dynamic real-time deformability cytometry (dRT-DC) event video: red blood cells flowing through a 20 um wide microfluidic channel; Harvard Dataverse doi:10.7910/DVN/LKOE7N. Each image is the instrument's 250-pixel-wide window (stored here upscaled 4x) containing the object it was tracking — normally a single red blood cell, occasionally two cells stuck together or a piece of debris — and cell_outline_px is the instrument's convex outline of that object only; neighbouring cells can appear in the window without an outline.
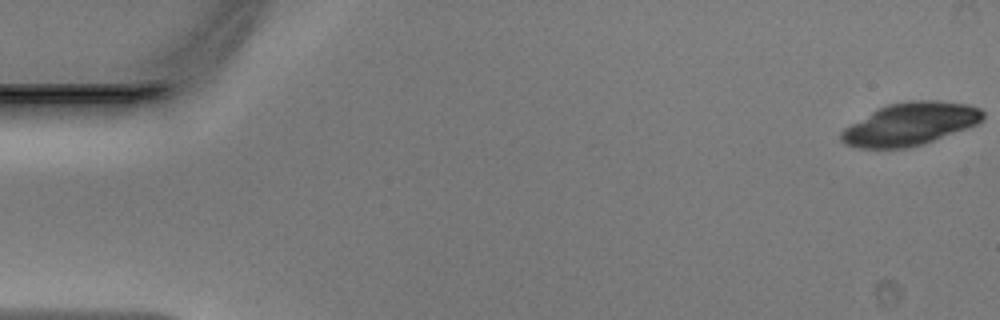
{"species": "Egyptian fruit bat (a non-hibernating species)", "species_latin": "Rousettus aegyptiacus", "temperature_condition": "warm", "stored_images_in_passage": 48, "camera_frame_rate_fps": 3000, "um_per_image_px": 0.085, "animal": {"sex": "male"}, "frame": {"image": 1, "passage_image": 1, "time_ms": 0.0, "image_size_px": [1000, 320], "cell_outline_px": [[984, 120], [968, 128], [924, 144], [908, 148], [860, 148], [844, 144], [840, 140], [840, 132], [844, 128], [872, 112], [888, 104], [908, 100], [936, 100], [968, 104], [980, 108], [984, 112]], "centroid_in_image_um": [77.39, 10.54], "position_along_channel_um": 7.6, "area_um2": 35.32}}